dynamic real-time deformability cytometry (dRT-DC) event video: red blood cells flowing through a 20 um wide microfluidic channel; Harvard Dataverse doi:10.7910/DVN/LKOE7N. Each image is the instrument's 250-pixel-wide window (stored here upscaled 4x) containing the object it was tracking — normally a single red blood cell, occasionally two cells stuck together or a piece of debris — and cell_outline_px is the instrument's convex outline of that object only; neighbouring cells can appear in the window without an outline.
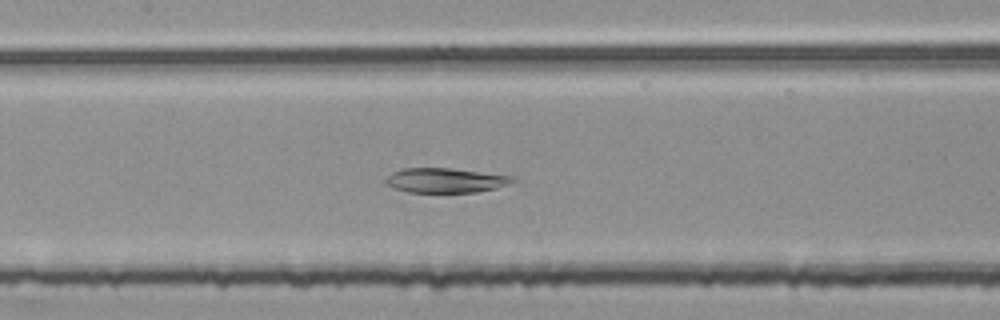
{"species": "common noctule bat (a hibernating species)", "species_latin": "Nyctalus noctula", "temperature_condition": "room temperature", "stored_images_in_passage": 54, "camera_frame_rate_fps": 3000, "um_per_image_px": 0.085, "animal": {"sex": "female", "body_mass_g": 25.1}, "frame": {"image": 1, "passage_image": 26, "time_ms": 8.333, "image_size_px": [1000, 320], "cell_outline_px": [[516, 180], [508, 184], [496, 188], [476, 192], [408, 192], [384, 184], [384, 180], [392, 172], [404, 168], [452, 168], [516, 176]], "centroid_in_image_um": [37.88, 15.32], "position_along_channel_um": 169.5, "area_um2": 18.32}}
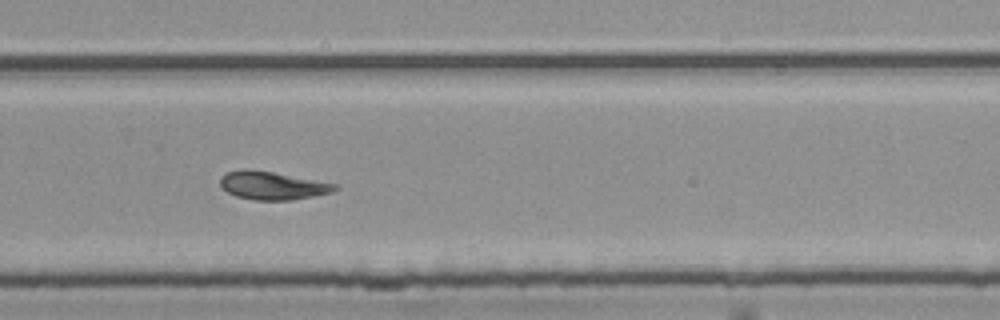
{"frame": {"image": 2, "passage_image": 37, "time_ms": 12.0, "image_size_px": [1000, 320], "cell_outline_px": [[340, 188], [332, 192], [312, 196], [288, 200], [256, 200], [236, 196], [228, 192], [220, 184], [220, 180], [228, 172], [244, 168], [272, 172], [336, 184]], "centroid_in_image_um": [23.16, 15.77], "position_along_channel_um": 306.6, "area_um2": 18.38}}
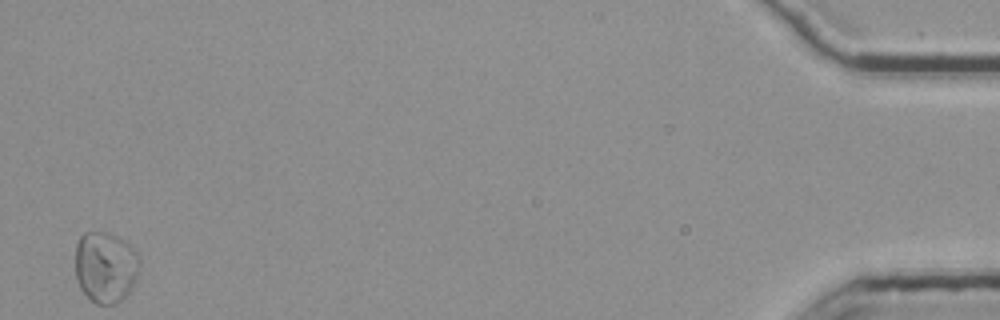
{"frame": {"image": 3, "passage_image": 54, "time_ms": 17.667, "image_size_px": [1000, 320], "cell_outline_px": [[140, 264], [136, 276], [128, 292], [116, 304], [96, 304], [80, 288], [76, 280], [76, 244], [80, 236], [84, 232], [108, 232], [124, 240], [136, 252], [140, 260]], "centroid_in_image_um": [8.95, 22.68], "position_along_channel_um": 426.3, "area_um2": 26.47}, "authors_computed_cell_mechanics": {"area_um2": 23.698, "velocity_mm_per_s": 3.7591, "shape_relaxation_time_tau1_ms": null, "shape_relaxation_time_tau2_ms": 6.1883, "deformation_change_tau1": null, "deformation_change_tau2": 0.1299}}